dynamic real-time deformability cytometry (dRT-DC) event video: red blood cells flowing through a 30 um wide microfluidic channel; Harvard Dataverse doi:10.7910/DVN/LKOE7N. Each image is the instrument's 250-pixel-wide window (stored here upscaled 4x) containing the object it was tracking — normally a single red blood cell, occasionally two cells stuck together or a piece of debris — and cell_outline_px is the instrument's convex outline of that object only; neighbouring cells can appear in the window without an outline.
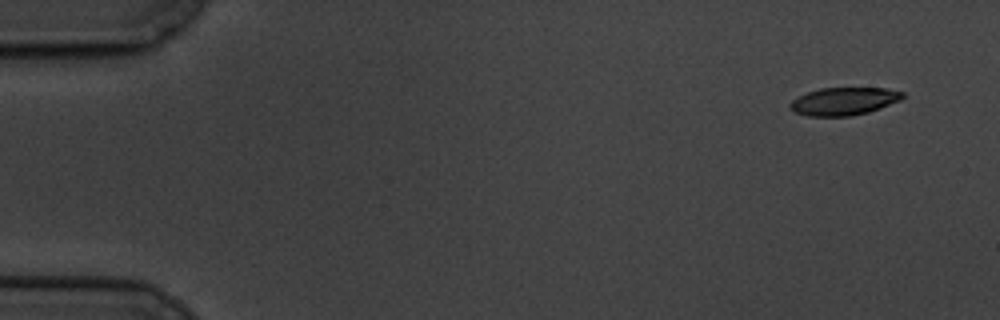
{"species": "common noctule bat (a hibernating species)", "species_latin": "Nyctalus noctula", "temperature_condition": "cold", "stored_images_in_passage": 5, "camera_frame_rate_fps": 3000, "um_per_image_px": 0.085, "animal": {"sex": "male", "body_mass_g": 19.5, "forearm_length_mm": 54.6}, "frame": {"image": 1, "passage_image": 1, "time_ms": 0.0, "image_size_px": [1000, 320], "cell_outline_px": [[904, 96], [900, 100], [880, 108], [868, 112], [848, 116], [808, 116], [796, 112], [788, 104], [792, 100], [808, 92], [820, 88], [884, 88], [904, 92]], "centroid_in_image_um": [71.74, 8.6], "position_along_channel_um": 13.3, "area_um2": 17.98}}